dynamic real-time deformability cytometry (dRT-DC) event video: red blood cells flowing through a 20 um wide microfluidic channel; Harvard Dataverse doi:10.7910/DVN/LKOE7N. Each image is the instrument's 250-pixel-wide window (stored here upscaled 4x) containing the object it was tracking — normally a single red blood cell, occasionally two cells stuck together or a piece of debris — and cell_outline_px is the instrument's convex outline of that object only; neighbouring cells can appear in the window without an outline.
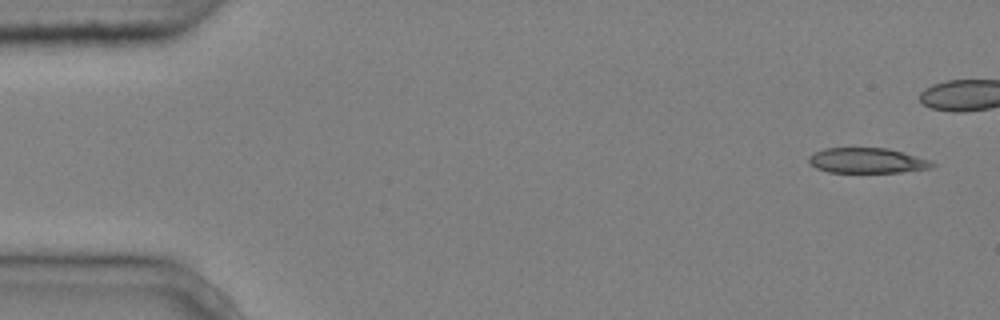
{"species": "common noctule bat (a hibernating species)", "species_latin": "Nyctalus noctula", "temperature_condition": "cold", "stored_images_in_passage": 4, "camera_frame_rate_fps": 3000, "um_per_image_px": 0.085, "animal": {"sex": "male", "body_mass_g": 20.4}, "frame": {"image": 1, "passage_image": 1, "time_ms": 0.0, "image_size_px": [1000, 320], "cell_outline_px": [[936, 164], [932, 168], [900, 172], [828, 172], [816, 168], [808, 164], [808, 156], [824, 148], [888, 148], [932, 160]], "centroid_in_image_um": [73.71, 13.65], "position_along_channel_um": 11.3, "area_um2": 18.26}}